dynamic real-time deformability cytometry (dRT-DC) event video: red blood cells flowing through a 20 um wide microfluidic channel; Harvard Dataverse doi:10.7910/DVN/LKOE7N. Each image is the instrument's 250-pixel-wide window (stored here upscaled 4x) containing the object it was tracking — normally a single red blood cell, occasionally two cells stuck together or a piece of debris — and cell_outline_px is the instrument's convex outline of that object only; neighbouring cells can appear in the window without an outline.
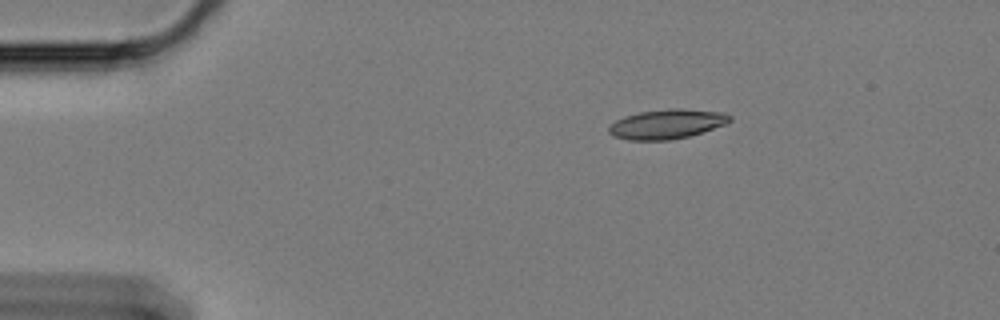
{"species": "Egyptian fruit bat (a non-hibernating species)", "species_latin": "Rousettus aegyptiacus", "temperature_condition": "cold", "stored_images_in_passage": 51, "camera_frame_rate_fps": 3000, "um_per_image_px": 0.085, "animal": {"sex": "female"}, "frame": {"image": 1, "passage_image": 1, "time_ms": 0.0, "image_size_px": [1000, 320], "cell_outline_px": [[732, 120], [724, 124], [688, 136], [668, 140], [628, 140], [612, 136], [608, 132], [608, 128], [616, 120], [624, 116], [640, 112], [676, 108], [680, 108], [724, 112], [732, 116]], "centroid_in_image_um": [56.66, 10.54], "position_along_channel_um": 28.3, "area_um2": 20.63}}
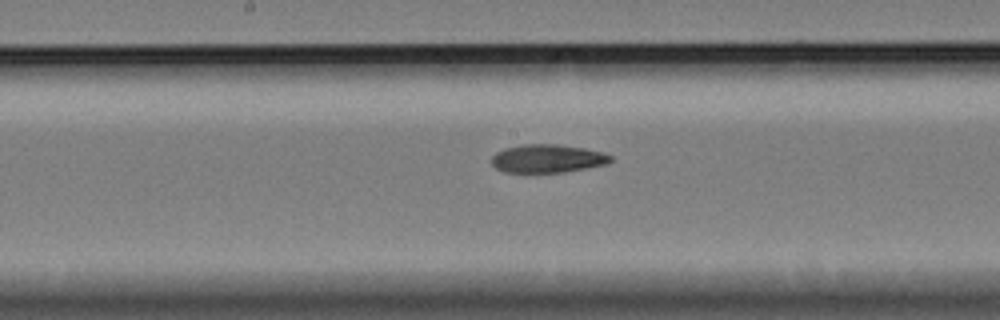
{"frame": {"image": 2, "passage_image": 22, "time_ms": 7.0, "image_size_px": [1000, 320], "cell_outline_px": [[612, 160], [608, 164], [564, 172], [504, 172], [496, 168], [492, 164], [492, 156], [496, 152], [504, 148], [524, 144], [556, 144], [584, 148], [604, 152], [612, 156]], "centroid_in_image_um": [46.55, 13.47], "position_along_channel_um": 201.6, "area_um2": 19.65}}
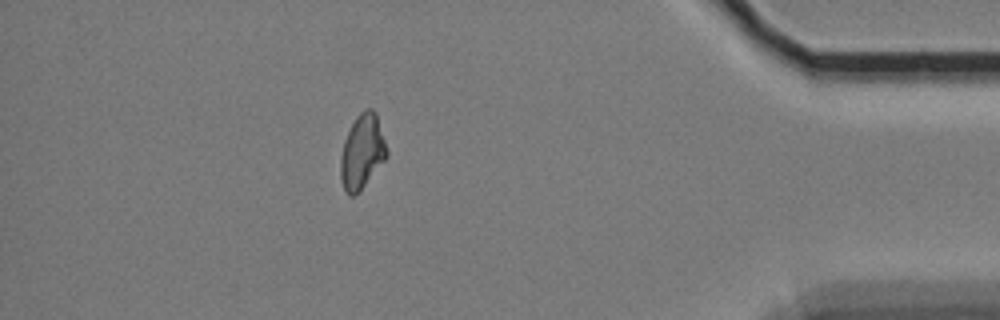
{"frame": {"image": 3, "passage_image": 44, "time_ms": 14.333, "image_size_px": [1000, 320], "cell_outline_px": [[388, 156], [360, 192], [356, 196], [348, 196], [344, 192], [340, 180], [340, 156], [344, 140], [356, 116], [364, 108], [372, 108], [376, 112], [388, 152]], "centroid_in_image_um": [30.77, 12.94], "position_along_channel_um": 404.4, "area_um2": 20.4}}